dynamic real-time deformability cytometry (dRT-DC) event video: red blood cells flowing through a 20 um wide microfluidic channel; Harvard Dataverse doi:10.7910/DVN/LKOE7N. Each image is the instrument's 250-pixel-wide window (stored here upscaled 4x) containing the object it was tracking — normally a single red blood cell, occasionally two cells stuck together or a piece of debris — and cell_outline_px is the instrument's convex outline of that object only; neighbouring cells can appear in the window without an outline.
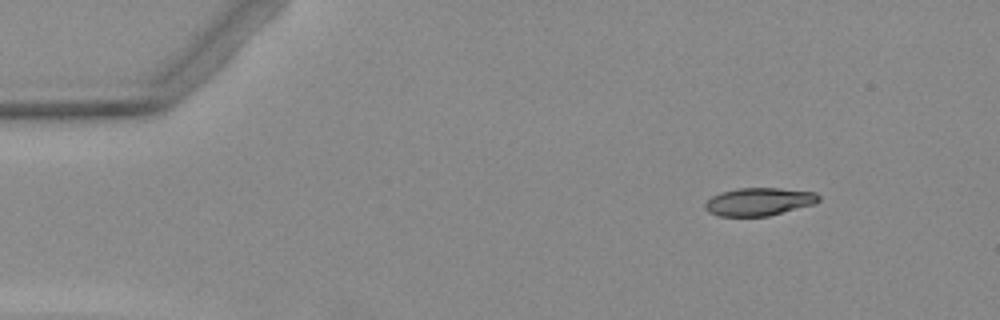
{"species": "Egyptian fruit bat (a non-hibernating species)", "species_latin": "Rousettus aegyptiacus", "temperature_condition": "warm", "stored_images_in_passage": 4, "camera_frame_rate_fps": 3000, "um_per_image_px": 0.085, "animal": {"sex": "female"}, "frame": {"image": 1, "passage_image": 1, "time_ms": 0.0, "image_size_px": [1000, 320], "cell_outline_px": [[820, 200], [812, 204], [768, 216], [720, 216], [708, 212], [704, 208], [704, 204], [712, 196], [720, 192], [740, 188], [780, 188], [816, 192], [820, 196]], "centroid_in_image_um": [64.49, 17.14], "position_along_channel_um": 20.5, "area_um2": 18.38}}
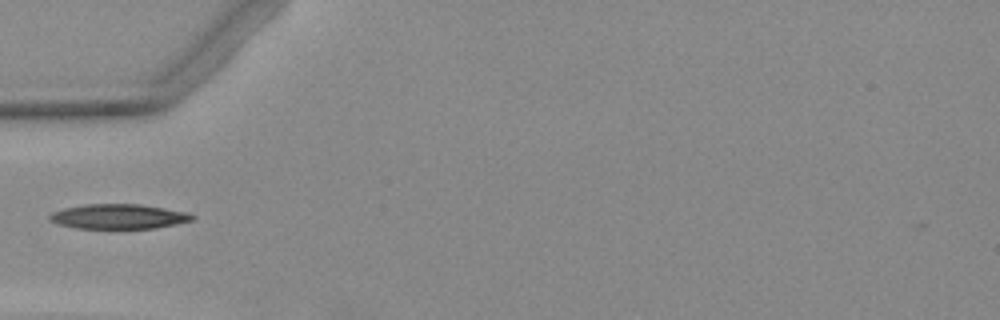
{"frame": {"image": 2, "passage_image": 4, "time_ms": 3.667, "image_size_px": [1000, 320], "cell_outline_px": [[196, 216], [192, 220], [156, 228], [76, 228], [56, 224], [48, 220], [48, 216], [52, 212], [64, 208], [88, 204], [140, 204], [188, 212]], "centroid_in_image_um": [10.05, 18.4], "position_along_channel_um": 75.0, "area_um2": 20.58}}